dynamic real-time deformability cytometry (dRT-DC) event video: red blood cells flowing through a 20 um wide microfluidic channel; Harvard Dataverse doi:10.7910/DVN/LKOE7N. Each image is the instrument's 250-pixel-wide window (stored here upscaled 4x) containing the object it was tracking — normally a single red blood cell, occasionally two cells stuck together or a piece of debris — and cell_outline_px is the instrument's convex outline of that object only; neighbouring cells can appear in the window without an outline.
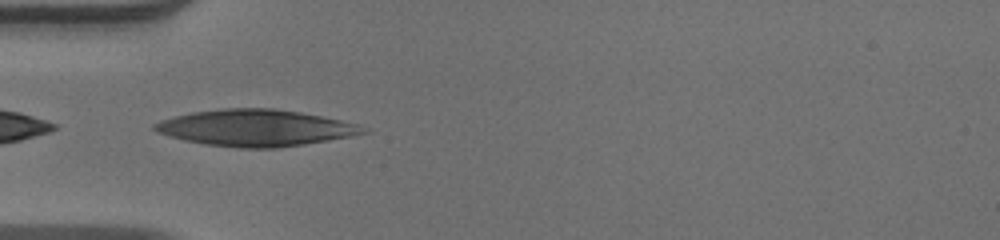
{"species": "human", "species_latin": "Homo sapiens", "temperature_condition": "warm", "stored_images_in_passage": 22, "camera_frame_rate_fps": 3000, "um_per_image_px": 0.085, "donor": {"sex": "male"}, "frame": {"image": 1, "passage_image": 1, "time_ms": 0.0, "image_size_px": [1000, 240], "cell_outline_px": [[372, 132], [352, 136], [304, 144], [276, 148], [236, 148], [204, 144], [184, 140], [168, 136], [156, 132], [152, 128], [152, 124], [160, 120], [192, 112], [224, 108], [272, 108], [300, 112], [360, 124]], "centroid_in_image_um": [21.72, 10.87], "position_along_channel_um": 63.3, "area_um2": 44.56}}
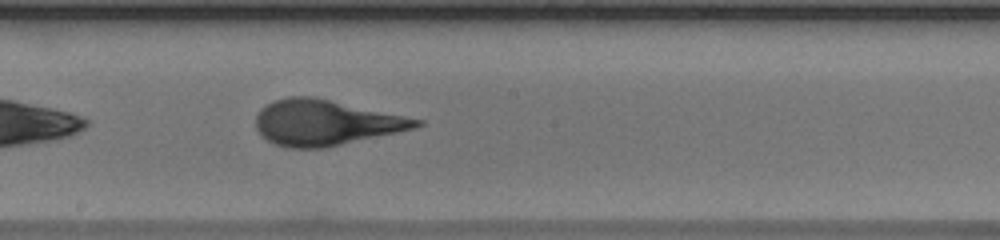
{"frame": {"image": 2, "passage_image": 13, "time_ms": 4.0, "image_size_px": [1000, 240], "cell_outline_px": [[424, 124], [416, 128], [324, 148], [288, 148], [276, 144], [268, 140], [256, 128], [256, 116], [260, 108], [264, 104], [272, 100], [288, 96], [312, 96], [424, 120]], "centroid_in_image_um": [27.65, 10.41], "position_along_channel_um": 220.6, "area_um2": 42.43}}
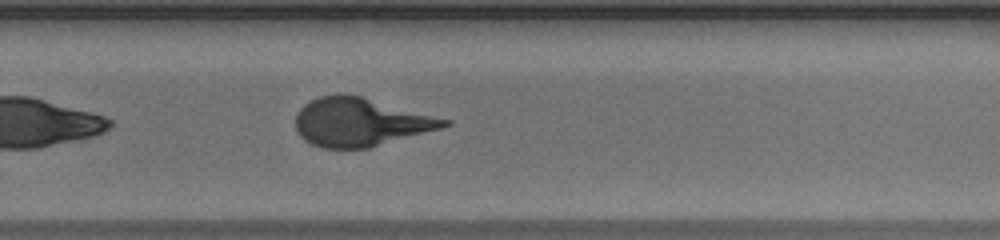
{"frame": {"image": 3, "passage_image": 19, "time_ms": 6.0, "image_size_px": [1000, 240], "cell_outline_px": [[452, 124], [440, 128], [368, 148], [320, 148], [304, 140], [300, 136], [296, 128], [296, 112], [304, 104], [320, 96], [360, 96], [452, 120]], "centroid_in_image_um": [30.62, 10.4], "position_along_channel_um": 299.2, "area_um2": 41.15}}